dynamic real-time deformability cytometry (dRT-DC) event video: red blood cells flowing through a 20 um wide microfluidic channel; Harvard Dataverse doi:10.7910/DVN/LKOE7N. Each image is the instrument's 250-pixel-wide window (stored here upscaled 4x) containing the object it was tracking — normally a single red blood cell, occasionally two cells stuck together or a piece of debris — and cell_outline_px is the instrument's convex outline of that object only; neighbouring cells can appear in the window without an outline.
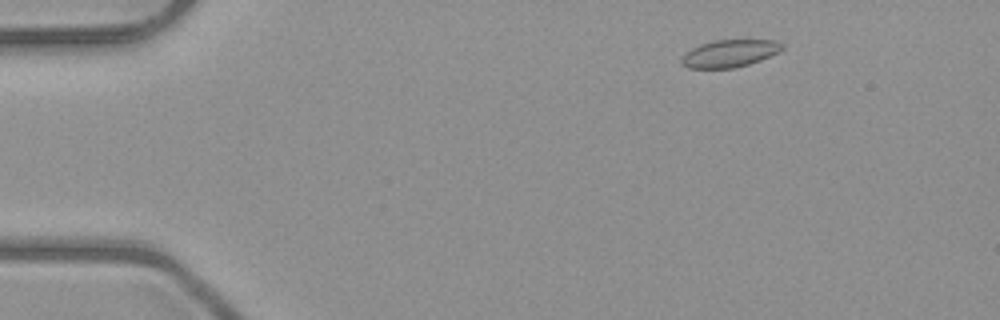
{"species": "common noctule bat (a hibernating species)", "species_latin": "Nyctalus noctula", "temperature_condition": "room temperature", "stored_images_in_passage": 49, "camera_frame_rate_fps": 3000, "um_per_image_px": 0.085, "animal": {"sex": "male", "body_mass_g": 23.1, "forearm_length_mm": 52.7}, "frame": {"image": 1, "passage_image": 5, "time_ms": 1.333, "image_size_px": [1000, 320], "cell_outline_px": [[784, 48], [760, 60], [736, 68], [688, 68], [680, 64], [680, 60], [692, 48], [700, 44], [716, 40], [776, 40], [784, 44]], "centroid_in_image_um": [62.01, 4.54], "position_along_channel_um": 23.0, "area_um2": 15.9}}
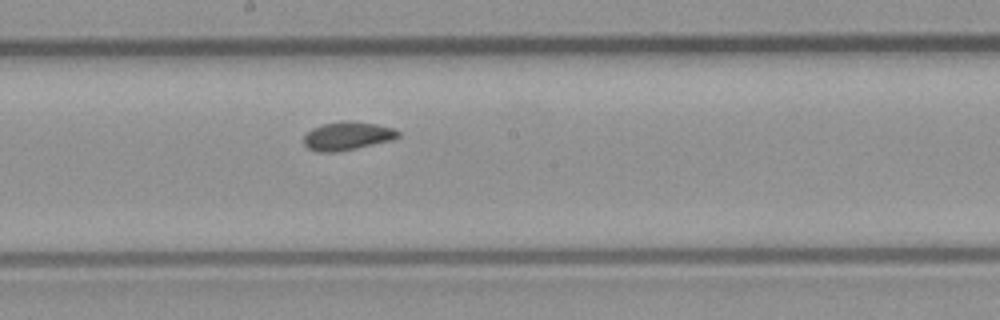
{"frame": {"image": 2, "passage_image": 26, "time_ms": 8.333, "image_size_px": [1000, 320], "cell_outline_px": [[400, 136], [392, 140], [356, 148], [336, 152], [316, 152], [308, 148], [304, 144], [304, 136], [312, 128], [320, 124], [340, 120], [348, 120], [376, 124], [396, 128], [400, 132]], "centroid_in_image_um": [29.53, 11.54], "position_along_channel_um": 218.7, "area_um2": 15.84}}
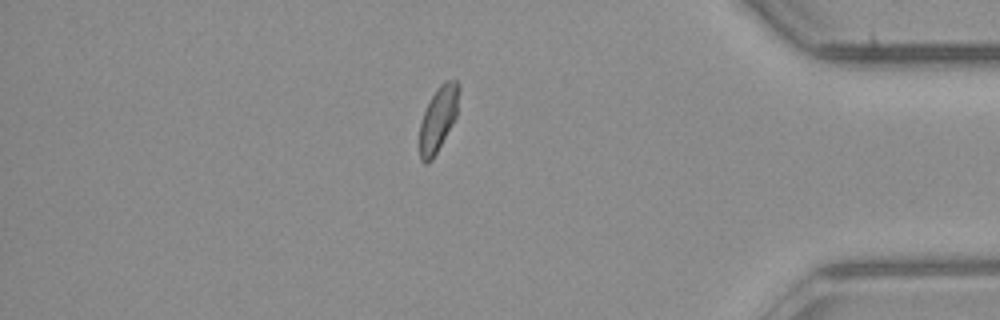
{"frame": {"image": 3, "passage_image": 42, "time_ms": 13.667, "image_size_px": [1000, 320], "cell_outline_px": [[460, 88], [456, 116], [452, 124], [432, 160], [428, 164], [424, 164], [420, 160], [420, 124], [424, 112], [436, 88], [444, 80], [456, 80], [460, 84]], "centroid_in_image_um": [37.25, 10.08], "position_along_channel_um": 397.9, "area_um2": 14.8}, "authors_computed_cell_mechanics": {"area_um2": 15.5482, "velocity_mm_per_s": 4.0004, "shape_relaxation_time_tau1_ms": null, "shape_relaxation_time_tau2_ms": 1.0109, "deformation_change_tau1": null, "deformation_change_tau2": 0.0479}}